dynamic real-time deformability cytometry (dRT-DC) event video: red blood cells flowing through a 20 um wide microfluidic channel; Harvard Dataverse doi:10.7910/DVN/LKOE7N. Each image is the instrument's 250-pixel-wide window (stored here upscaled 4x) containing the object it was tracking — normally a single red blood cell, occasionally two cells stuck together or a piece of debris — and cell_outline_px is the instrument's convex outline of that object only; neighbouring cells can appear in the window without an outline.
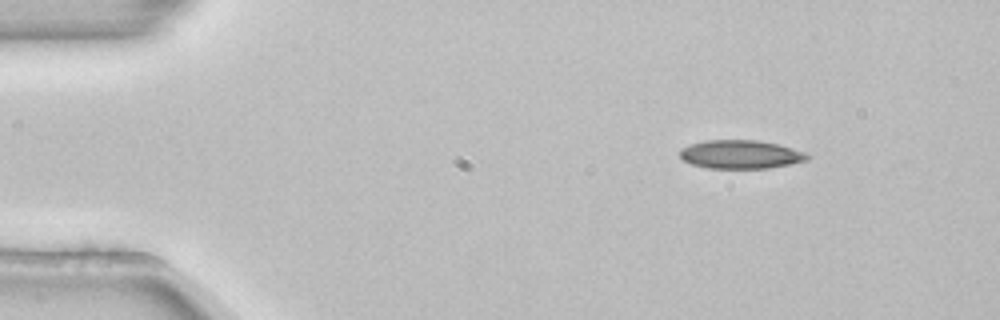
{"species": "common noctule bat (a hibernating species)", "species_latin": "Nyctalus noctula", "temperature_condition": "room temperature", "stored_images_in_passage": 48, "camera_frame_rate_fps": 3000, "um_per_image_px": 0.085, "animal": {"sex": "female", "body_mass_g": 22.7, "forearm_length_mm": 54.2}, "frame": {"image": 1, "passage_image": 2, "time_ms": 0.333, "image_size_px": [1000, 320], "cell_outline_px": [[812, 156], [808, 160], [768, 168], [708, 168], [692, 164], [684, 160], [680, 156], [680, 148], [692, 144], [708, 140], [756, 140], [776, 144], [792, 148], [804, 152]], "centroid_in_image_um": [62.96, 13.12], "position_along_channel_um": 22.0, "area_um2": 20.98}}
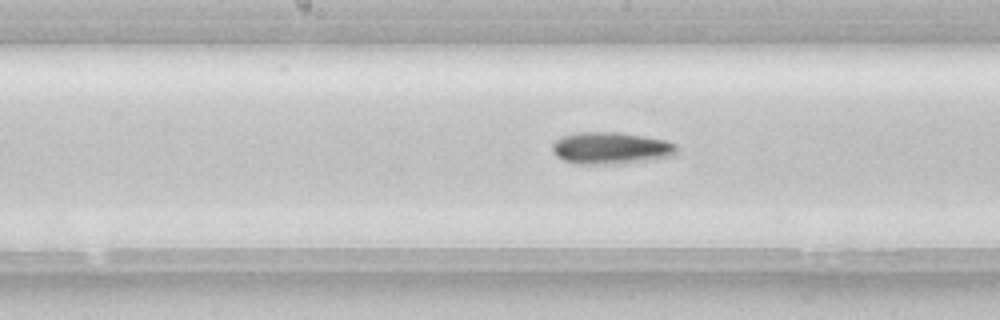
{"frame": {"image": 2, "passage_image": 22, "time_ms": 7.0, "image_size_px": [1000, 320], "cell_outline_px": [[676, 152], [672, 156], [640, 160], [596, 164], [576, 164], [564, 160], [556, 156], [552, 152], [552, 144], [556, 140], [564, 136], [576, 132], [616, 132], [644, 136], [664, 140], [676, 144]], "centroid_in_image_um": [51.85, 12.57], "position_along_channel_um": 196.3, "area_um2": 22.6}}
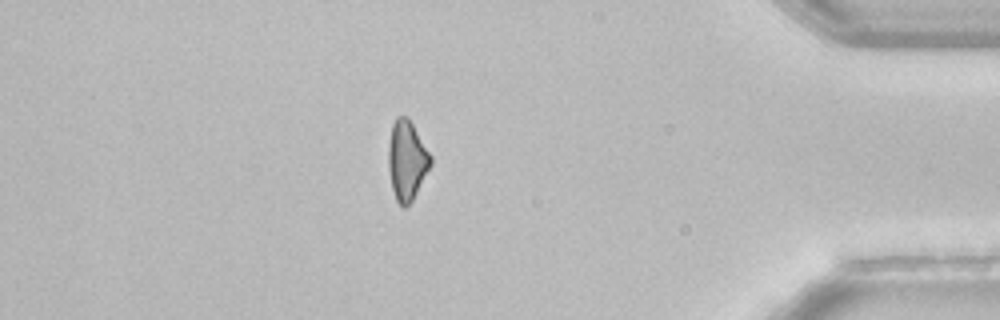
{"frame": {"image": 3, "passage_image": 41, "time_ms": 13.333, "image_size_px": [1000, 320], "cell_outline_px": [[432, 164], [412, 200], [404, 208], [396, 200], [392, 188], [388, 168], [388, 144], [392, 124], [396, 116], [408, 116], [432, 156]], "centroid_in_image_um": [34.58, 13.59], "position_along_channel_um": 400.6, "area_um2": 19.65}}